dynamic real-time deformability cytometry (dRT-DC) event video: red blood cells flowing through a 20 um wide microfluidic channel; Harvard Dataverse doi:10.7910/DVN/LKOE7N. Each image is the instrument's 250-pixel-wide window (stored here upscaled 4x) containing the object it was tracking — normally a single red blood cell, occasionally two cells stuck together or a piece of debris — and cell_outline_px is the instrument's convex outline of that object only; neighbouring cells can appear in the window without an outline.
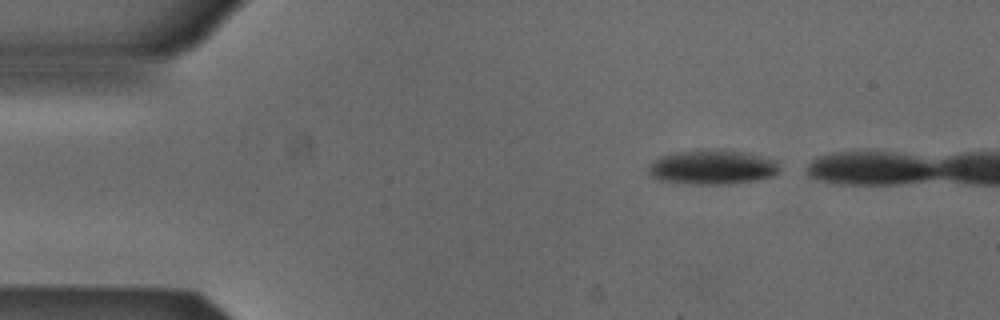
{"species": "Egyptian fruit bat (a non-hibernating species)", "species_latin": "Rousettus aegyptiacus", "temperature_condition": "cold", "stored_images_in_passage": 7, "camera_frame_rate_fps": 3000, "um_per_image_px": 0.085, "animal": {"sex": "male"}, "frame": {"image": 1, "passage_image": 1, "time_ms": 0.0, "image_size_px": [1000, 320], "cell_outline_px": [[780, 172], [772, 176], [756, 180], [732, 184], [696, 184], [660, 180], [652, 176], [648, 172], [648, 164], [652, 160], [660, 156], [676, 152], [696, 148], [724, 148], [748, 152], [764, 156], [776, 160], [780, 168]], "centroid_in_image_um": [60.57, 14.17], "position_along_channel_um": 24.4, "area_um2": 27.22}}